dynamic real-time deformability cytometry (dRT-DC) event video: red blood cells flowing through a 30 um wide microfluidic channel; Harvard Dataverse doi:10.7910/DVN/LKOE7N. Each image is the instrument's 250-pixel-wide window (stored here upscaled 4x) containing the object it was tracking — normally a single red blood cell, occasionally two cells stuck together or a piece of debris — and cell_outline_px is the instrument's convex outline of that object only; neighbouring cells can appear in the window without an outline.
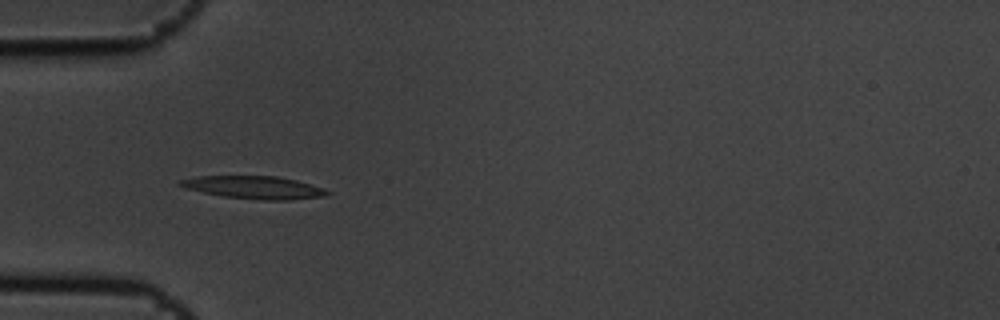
{"species": "common noctule bat (a hibernating species)", "species_latin": "Nyctalus noctula", "temperature_condition": "cold", "stored_images_in_passage": 6, "camera_frame_rate_fps": 3000, "um_per_image_px": 0.085, "animal": {"sex": "male", "body_mass_g": 19.5, "forearm_length_mm": 54.6}, "frame": {"image": 1, "passage_image": 5, "time_ms": 1.333, "image_size_px": [1000, 320], "cell_outline_px": [[332, 192], [324, 196], [292, 200], [264, 200], [224, 196], [204, 192], [188, 188], [176, 184], [180, 180], [196, 176], [276, 176], [296, 180], [324, 188]], "centroid_in_image_um": [21.64, 15.93], "position_along_channel_um": 63.4, "area_um2": 19.31}}
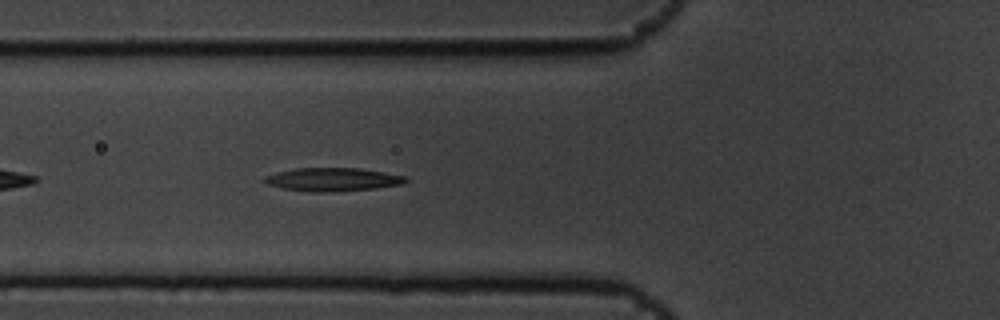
{"frame": {"image": 2, "passage_image": 6, "time_ms": 1.667, "image_size_px": [1000, 320], "cell_outline_px": [[408, 180], [404, 184], [376, 188], [324, 192], [312, 192], [284, 188], [268, 184], [264, 180], [264, 176], [276, 172], [296, 168], [360, 168], [408, 176]], "centroid_in_image_um": [28.33, 15.24], "position_along_channel_um": 97.5, "area_um2": 19.13}}